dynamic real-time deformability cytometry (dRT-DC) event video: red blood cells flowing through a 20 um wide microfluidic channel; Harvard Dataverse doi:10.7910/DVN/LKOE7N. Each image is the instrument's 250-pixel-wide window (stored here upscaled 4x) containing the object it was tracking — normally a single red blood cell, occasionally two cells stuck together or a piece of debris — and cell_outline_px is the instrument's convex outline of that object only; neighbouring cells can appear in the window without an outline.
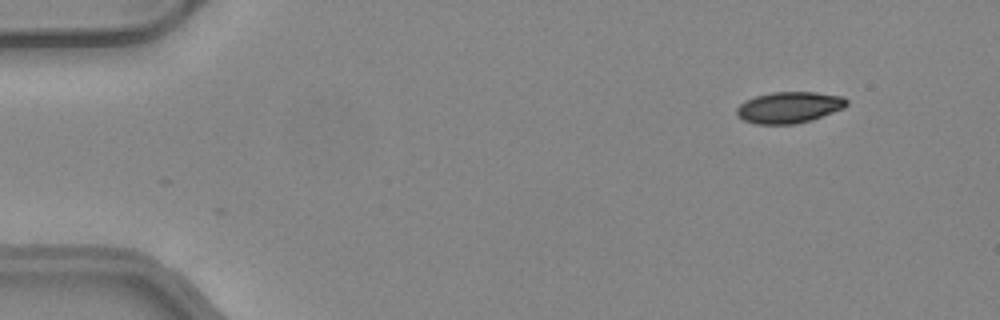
{"species": "common noctule bat (a hibernating species)", "species_latin": "Nyctalus noctula", "temperature_condition": "warm", "stored_images_in_passage": 45, "camera_frame_rate_fps": 3000, "um_per_image_px": 0.085, "animal": {"sex": "female", "body_mass_g": 24.6, "forearm_length_mm": 56.2}, "frame": {"image": 1, "passage_image": 1, "time_ms": 0.0, "image_size_px": [1000, 320], "cell_outline_px": [[848, 104], [844, 108], [812, 120], [796, 124], [756, 124], [744, 120], [736, 116], [736, 108], [744, 100], [756, 96], [772, 92], [816, 92], [844, 96], [848, 100]], "centroid_in_image_um": [67.08, 9.13], "position_along_channel_um": 17.9, "area_um2": 20.29}}
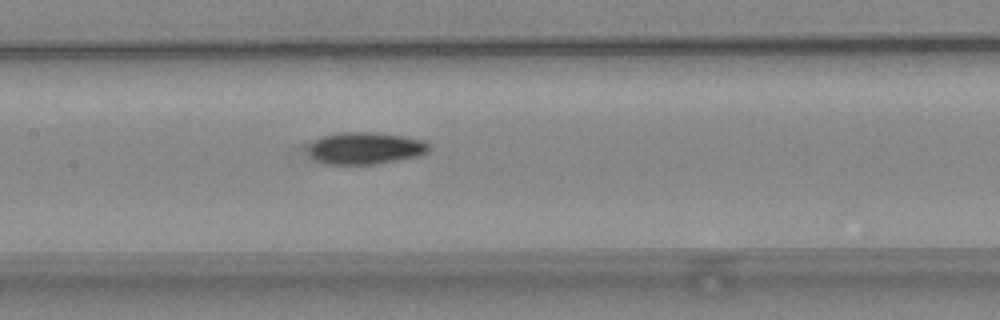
{"frame": {"image": 2, "passage_image": 20, "time_ms": 6.333, "image_size_px": [1000, 320], "cell_outline_px": [[432, 148], [428, 152], [416, 156], [376, 164], [324, 164], [316, 160], [312, 156], [308, 148], [308, 144], [312, 140], [324, 136], [340, 132], [380, 132], [404, 136], [424, 140]], "centroid_in_image_um": [31.05, 12.58], "position_along_channel_um": 176.3, "area_um2": 22.66}}
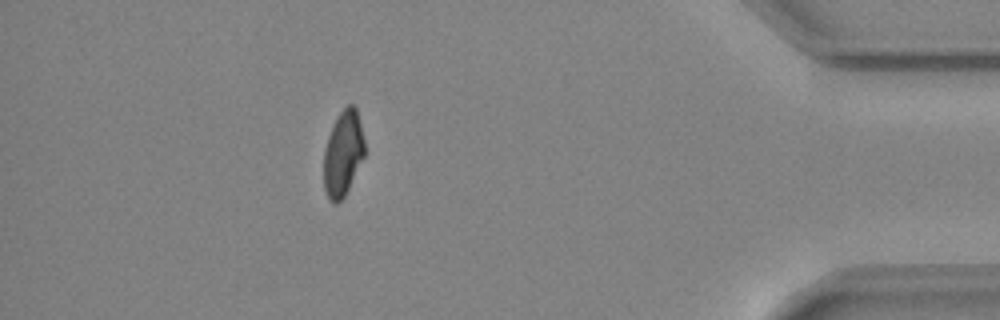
{"frame": {"image": 3, "passage_image": 40, "time_ms": 13.0, "image_size_px": [1000, 320], "cell_outline_px": [[364, 156], [344, 196], [336, 204], [332, 204], [328, 200], [324, 188], [324, 148], [332, 124], [336, 116], [348, 104], [352, 104], [356, 108], [364, 140]], "centroid_in_image_um": [29.13, 13.04], "position_along_channel_um": 406.1, "area_um2": 20.23}, "authors_computed_cell_mechanics": {"area_um2": 21.675, "velocity_mm_per_s": 4.1824, "shape_relaxation_time_tau1_ms": 6.6101, "shape_relaxation_time_tau2_ms": 2.925, "deformation_change_tau1": 0.1757, "deformation_change_tau2": 0.0645}}